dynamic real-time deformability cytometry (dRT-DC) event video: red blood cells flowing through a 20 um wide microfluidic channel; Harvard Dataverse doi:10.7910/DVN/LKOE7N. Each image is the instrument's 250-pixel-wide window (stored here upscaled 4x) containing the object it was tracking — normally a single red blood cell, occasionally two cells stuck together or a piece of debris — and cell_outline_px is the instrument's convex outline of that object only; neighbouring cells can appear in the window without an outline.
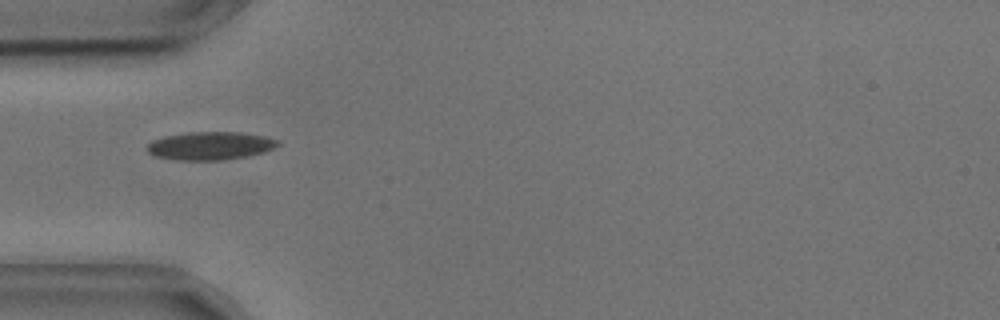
{"species": "common noctule bat (a hibernating species)", "species_latin": "Nyctalus noctula", "temperature_condition": "cold", "stored_images_in_passage": 33, "camera_frame_rate_fps": 3000, "um_per_image_px": 0.085, "animal": {"sex": "male", "body_mass_g": 17.9, "forearm_length_mm": 54.2}, "frame": {"image": 1, "passage_image": 1, "time_ms": 0.0, "image_size_px": [1000, 320], "cell_outline_px": [[280, 144], [264, 152], [248, 156], [220, 160], [180, 160], [156, 156], [148, 152], [148, 144], [152, 140], [164, 136], [188, 132], [244, 132], [268, 136], [280, 140]], "centroid_in_image_um": [17.92, 12.37], "position_along_channel_um": 67.1, "area_um2": 21.5}}
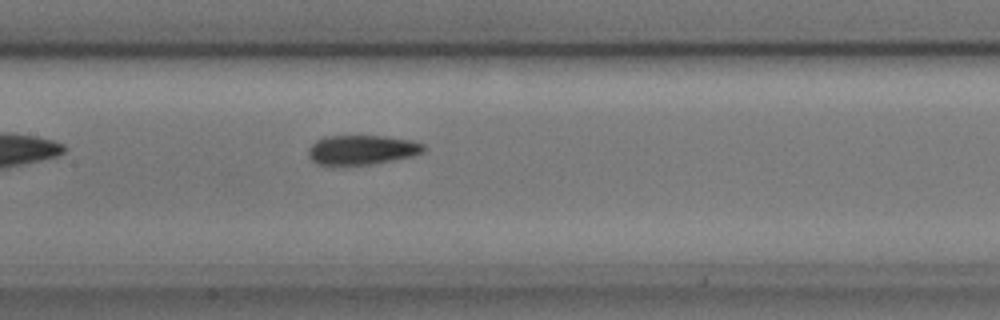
{"frame": {"image": 2, "passage_image": 10, "time_ms": 3.0, "image_size_px": [1000, 320], "cell_outline_px": [[428, 148], [424, 152], [412, 156], [372, 164], [316, 164], [308, 156], [308, 148], [316, 140], [324, 136], [384, 136], [412, 140], [424, 144]], "centroid_in_image_um": [30.79, 12.72], "position_along_channel_um": 176.6, "area_um2": 19.83}, "authors_computed_cell_mechanics": {"area_um2": 19.9988, "velocity_mm_per_s": 3.6213, "shape_relaxation_time_tau1_ms": 5.053, "shape_relaxation_time_tau2_ms": 1.8696, "deformation_change_tau1": 0.1618, "deformation_change_tau2": 0.093}}